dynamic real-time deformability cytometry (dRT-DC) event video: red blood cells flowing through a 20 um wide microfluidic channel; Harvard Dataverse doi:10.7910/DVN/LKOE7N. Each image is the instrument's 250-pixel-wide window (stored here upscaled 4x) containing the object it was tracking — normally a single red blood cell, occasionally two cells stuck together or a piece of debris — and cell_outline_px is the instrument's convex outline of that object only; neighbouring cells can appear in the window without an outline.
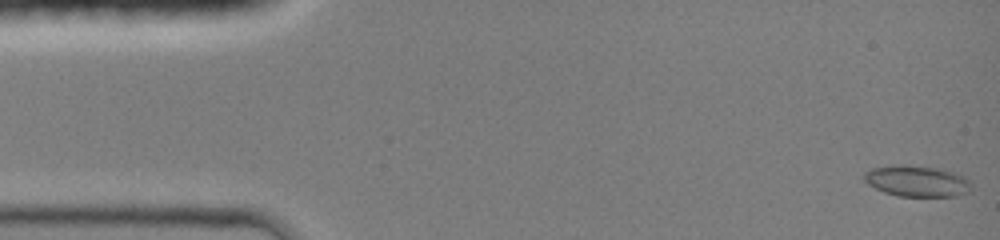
{"species": "common noctule bat (a hibernating species)", "species_latin": "Nyctalus noctula", "temperature_condition": "room temperature", "stored_images_in_passage": 33, "camera_frame_rate_fps": 3000, "um_per_image_px": 0.085, "animal": {"sex": "female", "body_mass_g": 19.0, "forearm_length_mm": 51.5}, "frame": {"image": 1, "passage_image": 1, "time_ms": 0.0, "image_size_px": [1000, 240], "cell_outline_px": [[972, 192], [956, 196], [896, 196], [884, 192], [868, 184], [864, 180], [864, 172], [872, 168], [900, 164], [908, 164], [940, 168], [960, 172], [972, 184]], "centroid_in_image_um": [78.01, 15.38], "position_along_channel_um": 7.0, "area_um2": 19.94}}
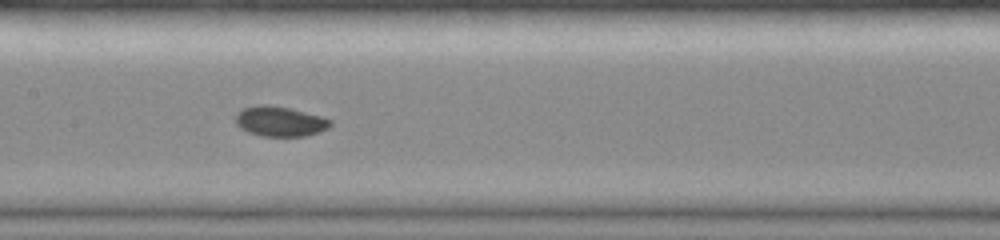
{"frame": {"image": 2, "passage_image": 17, "time_ms": 7.0, "image_size_px": [1000, 240], "cell_outline_px": [[332, 124], [328, 128], [320, 132], [304, 136], [260, 136], [248, 132], [240, 128], [236, 124], [236, 112], [244, 108], [256, 104], [268, 104], [292, 108], [320, 116], [332, 120]], "centroid_in_image_um": [23.78, 10.3], "position_along_channel_um": 183.6, "area_um2": 16.82}}
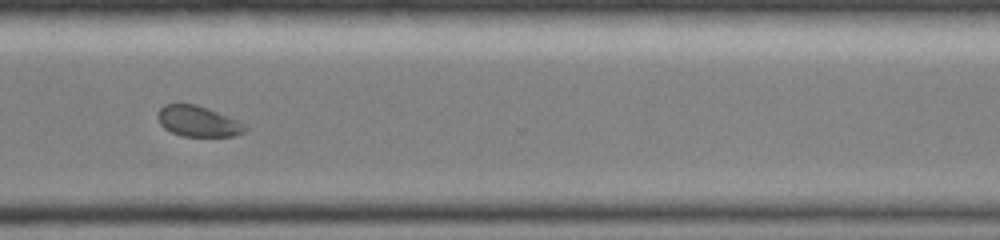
{"frame": {"image": 3, "passage_image": 32, "time_ms": 11.0, "image_size_px": [1000, 240], "cell_outline_px": [[248, 128], [244, 132], [236, 136], [180, 136], [164, 128], [160, 124], [156, 116], [156, 112], [164, 104], [196, 104], [208, 108], [240, 120], [248, 124]], "centroid_in_image_um": [16.86, 10.31], "position_along_channel_um": 353.7, "area_um2": 16.01}}